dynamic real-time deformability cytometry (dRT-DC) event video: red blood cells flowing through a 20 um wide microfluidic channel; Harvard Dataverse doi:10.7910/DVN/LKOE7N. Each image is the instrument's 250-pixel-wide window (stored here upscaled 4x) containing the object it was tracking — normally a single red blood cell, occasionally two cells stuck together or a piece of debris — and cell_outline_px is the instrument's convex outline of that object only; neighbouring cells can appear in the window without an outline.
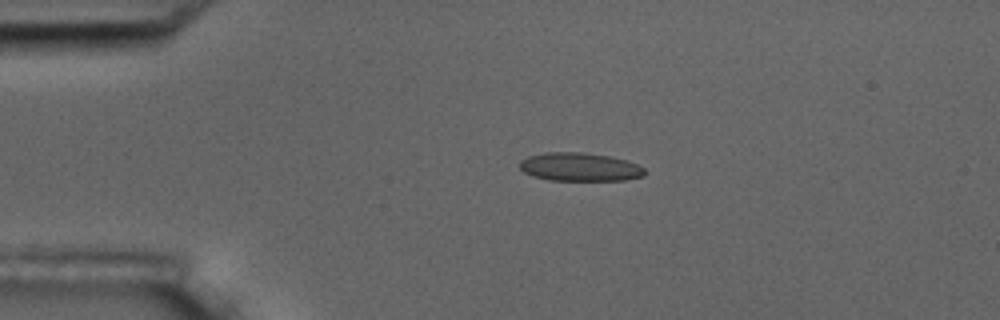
{"species": "common noctule bat (a hibernating species)", "species_latin": "Nyctalus noctula", "temperature_condition": "room temperature", "stored_images_in_passage": 2, "camera_frame_rate_fps": 3000, "um_per_image_px": 0.085, "animal": {"sex": "male", "body_mass_g": 17.5, "forearm_length_mm": 52.3}, "frame": {"image": 1, "passage_image": 1, "time_ms": 0.0, "image_size_px": [1000, 320], "cell_outline_px": [[644, 176], [624, 180], [548, 180], [532, 176], [524, 172], [520, 168], [520, 160], [528, 156], [544, 152], [580, 152], [612, 156], [628, 160], [644, 168]], "centroid_in_image_um": [49.27, 14.18], "position_along_channel_um": 35.7, "area_um2": 20.81}}